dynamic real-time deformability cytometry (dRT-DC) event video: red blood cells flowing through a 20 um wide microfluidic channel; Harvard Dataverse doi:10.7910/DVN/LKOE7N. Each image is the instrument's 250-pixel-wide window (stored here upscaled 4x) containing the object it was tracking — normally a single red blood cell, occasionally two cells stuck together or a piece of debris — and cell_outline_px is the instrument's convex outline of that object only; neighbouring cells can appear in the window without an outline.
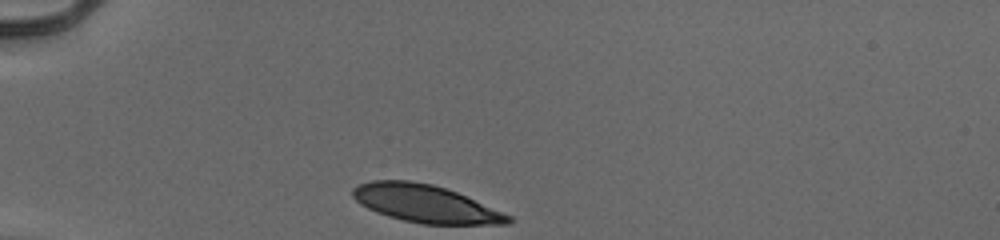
{"species": "human", "species_latin": "Homo sapiens", "temperature_condition": "cold", "stored_images_in_passage": 32, "camera_frame_rate_fps": 3000, "um_per_image_px": 0.085, "donor": {"sex": "male"}, "frame": {"image": 1, "passage_image": 1, "time_ms": 0.0, "image_size_px": [1000, 240], "cell_outline_px": [[516, 220], [508, 224], [420, 224], [388, 216], [376, 212], [360, 204], [352, 196], [352, 188], [360, 184], [372, 180], [408, 180], [432, 184], [456, 192], [512, 216]], "centroid_in_image_um": [36.16, 17.32], "position_along_channel_um": 48.8, "area_um2": 33.93}}
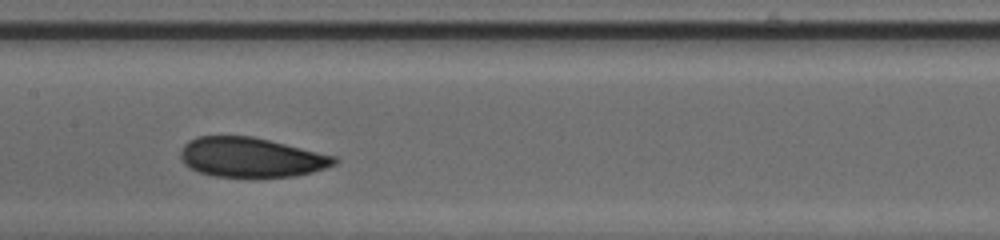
{"frame": {"image": 2, "passage_image": 14, "time_ms": 4.333, "image_size_px": [1000, 240], "cell_outline_px": [[340, 160], [336, 164], [312, 172], [296, 176], [216, 176], [200, 172], [184, 164], [180, 156], [180, 152], [184, 144], [188, 140], [196, 136], [252, 136], [336, 156]], "centroid_in_image_um": [21.34, 13.36], "position_along_channel_um": 186.1, "area_um2": 35.26}}
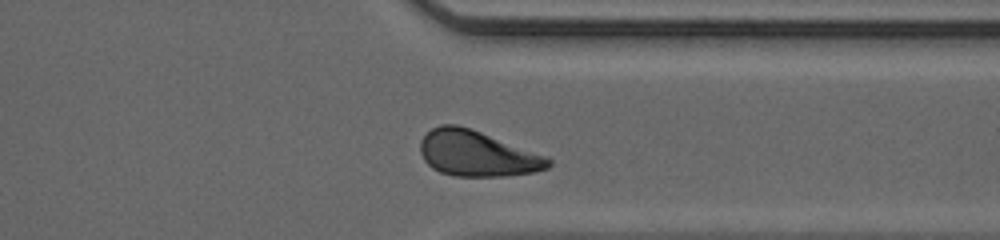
{"frame": {"image": 3, "passage_image": 28, "time_ms": 9.0, "image_size_px": [1000, 240], "cell_outline_px": [[552, 164], [548, 168], [532, 172], [504, 176], [456, 176], [440, 172], [432, 168], [424, 160], [420, 152], [420, 140], [432, 128], [440, 124], [456, 124], [480, 132], [544, 156], [552, 160]], "centroid_in_image_um": [40.5, 13.06], "position_along_channel_um": 370.9, "area_um2": 33.47}, "authors_computed_cell_mechanics": {"area_um2": 35.3158, "velocity_mm_per_s": 3.9304, "shape_relaxation_time_tau1_ms": 6.6268, "shape_relaxation_time_tau2_ms": 2.3147, "deformation_change_tau1": 0.1925, "deformation_change_tau2": 0.0728}}